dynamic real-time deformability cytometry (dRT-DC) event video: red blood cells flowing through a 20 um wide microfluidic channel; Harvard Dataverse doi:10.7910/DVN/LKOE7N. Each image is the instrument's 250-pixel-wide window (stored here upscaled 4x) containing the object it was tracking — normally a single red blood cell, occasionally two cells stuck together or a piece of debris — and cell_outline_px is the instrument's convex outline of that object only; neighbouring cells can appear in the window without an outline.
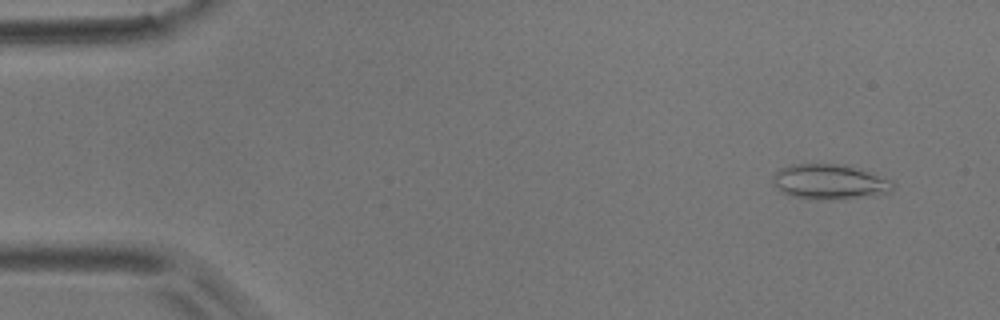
{"species": "common noctule bat (a hibernating species)", "species_latin": "Nyctalus noctula", "temperature_condition": "room temperature", "stored_images_in_passage": 54, "camera_frame_rate_fps": 3000, "um_per_image_px": 0.085, "animal": {"sex": "male", "body_mass_g": 17.9}, "frame": {"image": 1, "passage_image": 4, "time_ms": 1.0, "image_size_px": [1000, 320], "cell_outline_px": [[896, 184], [892, 192], [876, 196], [828, 200], [812, 200], [788, 196], [772, 180], [772, 176], [780, 168], [792, 164], [840, 164], [860, 168], [872, 172], [892, 180]], "centroid_in_image_um": [70.6, 15.47], "position_along_channel_um": 14.4, "area_um2": 25.09}}
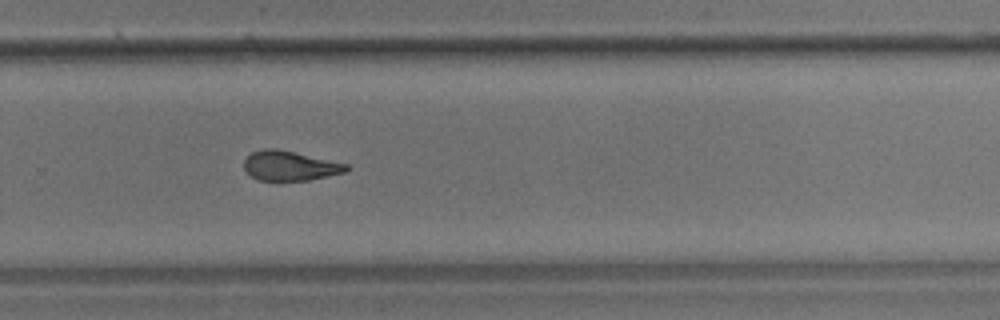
{"frame": {"image": 2, "passage_image": 36, "time_ms": 11.667, "image_size_px": [1000, 320], "cell_outline_px": [[348, 168], [344, 172], [308, 180], [256, 180], [244, 172], [244, 160], [252, 152], [264, 148], [276, 148], [348, 164]], "centroid_in_image_um": [24.57, 14.09], "position_along_channel_um": 305.2, "area_um2": 17.57}}
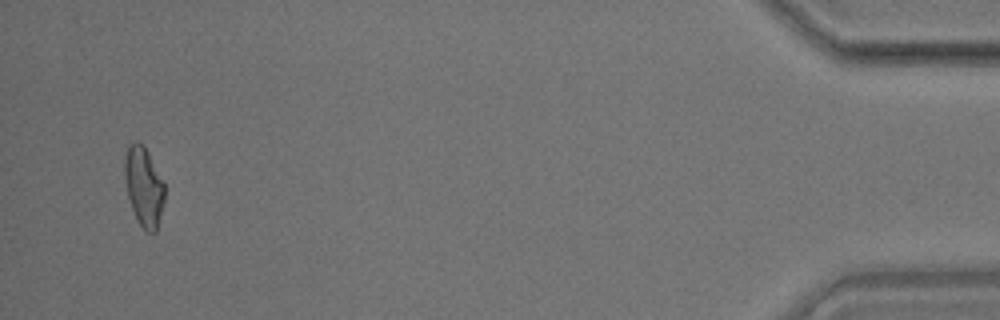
{"frame": {"image": 3, "passage_image": 52, "time_ms": 17.0, "image_size_px": [1000, 320], "cell_outline_px": [[164, 200], [156, 232], [148, 232], [136, 220], [128, 196], [124, 176], [124, 160], [128, 148], [136, 140], [144, 148], [164, 184]], "centroid_in_image_um": [12.2, 15.91], "position_along_channel_um": 423.0, "area_um2": 17.8}, "authors_computed_cell_mechanics": {"area_um2": 18.9295, "velocity_mm_per_s": 3.7045, "shape_relaxation_time_tau1_ms": 9.6474, "shape_relaxation_time_tau2_ms": 2.8436, "deformation_change_tau1": 0.2336, "deformation_change_tau2": 0.1129}}